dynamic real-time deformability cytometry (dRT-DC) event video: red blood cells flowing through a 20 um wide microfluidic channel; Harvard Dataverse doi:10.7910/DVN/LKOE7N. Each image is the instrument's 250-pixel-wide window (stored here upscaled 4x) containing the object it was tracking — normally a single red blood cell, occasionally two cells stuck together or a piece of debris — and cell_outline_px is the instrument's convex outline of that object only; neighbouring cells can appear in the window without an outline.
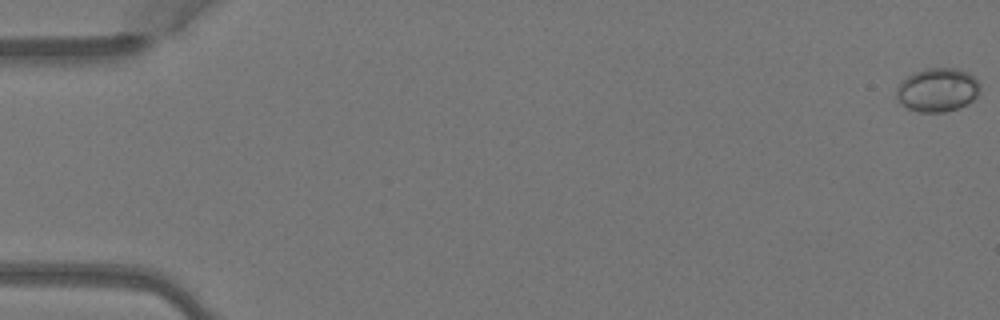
{"species": "Egyptian fruit bat (a non-hibernating species)", "species_latin": "Rousettus aegyptiacus", "temperature_condition": "warm", "stored_images_in_passage": 5, "camera_frame_rate_fps": 3000, "um_per_image_px": 0.085, "animal": {"sex": "female"}, "frame": {"image": 1, "passage_image": 1, "time_ms": 0.0, "image_size_px": [1000, 320], "cell_outline_px": [[980, 92], [968, 104], [960, 108], [944, 112], [920, 112], [908, 108], [900, 104], [896, 96], [896, 88], [900, 80], [916, 72], [928, 68], [956, 68], [968, 72], [980, 84]], "centroid_in_image_um": [79.68, 7.65], "position_along_channel_um": 5.3, "area_um2": 21.44}}
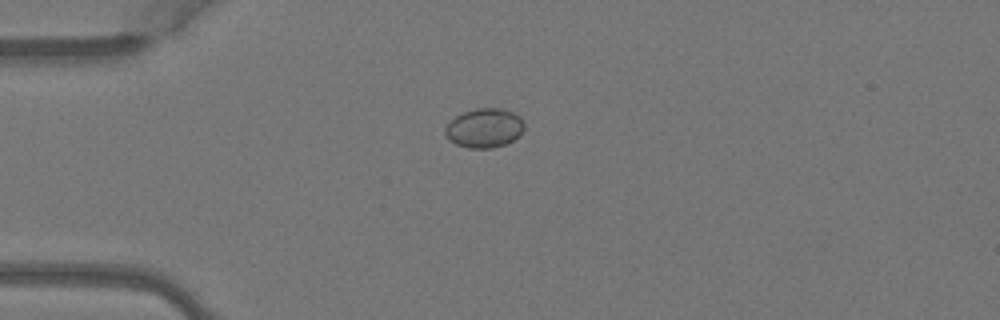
{"frame": {"image": 2, "passage_image": 4, "time_ms": 1.0, "image_size_px": [1000, 320], "cell_outline_px": [[524, 128], [512, 140], [504, 144], [492, 148], [468, 148], [456, 144], [448, 140], [444, 132], [444, 128], [456, 116], [464, 112], [476, 108], [500, 108], [512, 112], [520, 116], [524, 120]], "centroid_in_image_um": [41.15, 10.88], "position_along_channel_um": 43.8, "area_um2": 17.98}}
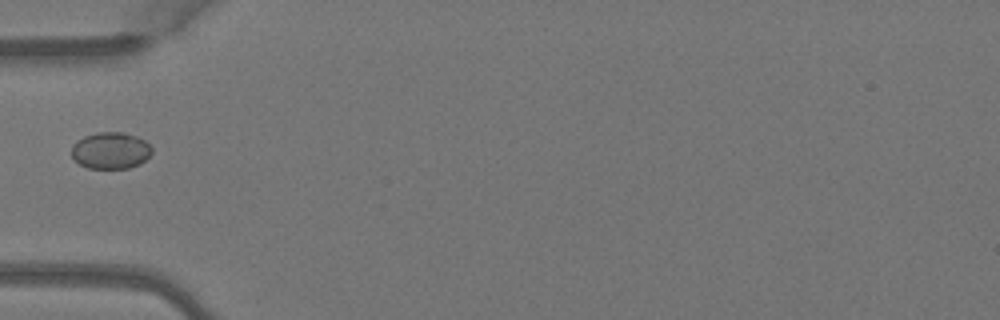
{"frame": {"image": 3, "passage_image": 5, "time_ms": 1.333, "image_size_px": [1000, 320], "cell_outline_px": [[152, 152], [140, 164], [128, 168], [88, 168], [80, 164], [72, 156], [72, 144], [76, 140], [84, 136], [96, 132], [124, 132], [136, 136], [144, 140], [152, 148]], "centroid_in_image_um": [9.39, 12.78], "position_along_channel_um": 75.6, "area_um2": 17.17}}